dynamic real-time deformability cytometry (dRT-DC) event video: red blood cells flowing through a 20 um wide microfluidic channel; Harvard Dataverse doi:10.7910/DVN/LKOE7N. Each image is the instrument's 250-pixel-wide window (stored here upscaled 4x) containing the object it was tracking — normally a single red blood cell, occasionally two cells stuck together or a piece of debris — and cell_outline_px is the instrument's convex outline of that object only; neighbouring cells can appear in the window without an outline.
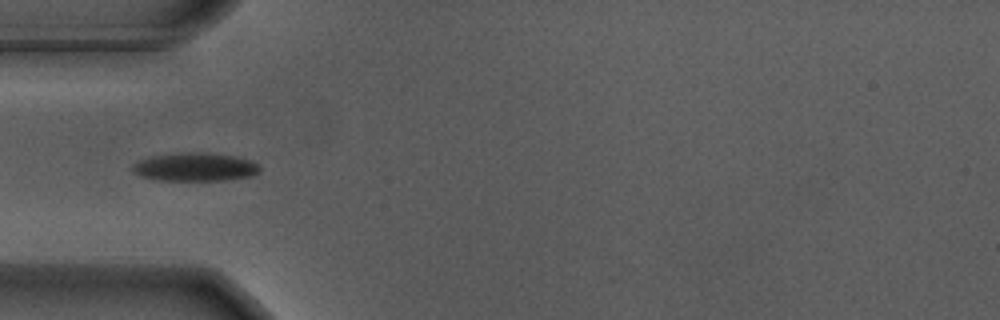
{"species": "Egyptian fruit bat (a non-hibernating species)", "species_latin": "Rousettus aegyptiacus", "temperature_condition": "warm", "stored_images_in_passage": 32, "camera_frame_rate_fps": 3000, "um_per_image_px": 0.085, "animal": {"sex": "male"}, "frame": {"image": 1, "passage_image": 2, "time_ms": 0.333, "image_size_px": [1000, 320], "cell_outline_px": [[260, 172], [252, 176], [224, 180], [160, 180], [140, 176], [132, 172], [132, 164], [140, 160], [152, 156], [188, 152], [204, 152], [232, 156], [252, 160], [260, 164]], "centroid_in_image_um": [16.61, 14.19], "position_along_channel_um": 68.4, "area_um2": 21.04}}
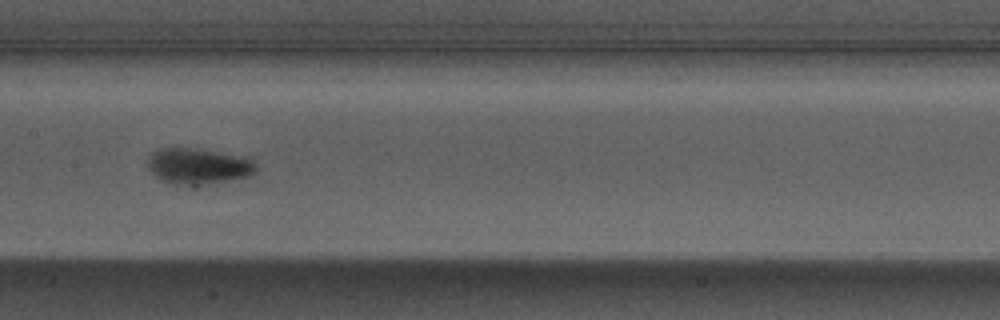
{"frame": {"image": 2, "passage_image": 12, "time_ms": 3.667, "image_size_px": [1000, 320], "cell_outline_px": [[256, 172], [252, 176], [196, 188], [192, 188], [160, 180], [148, 168], [148, 156], [152, 152], [160, 148], [188, 148], [256, 156]], "centroid_in_image_um": [16.97, 14.15], "position_along_channel_um": 190.4, "area_um2": 23.99}}
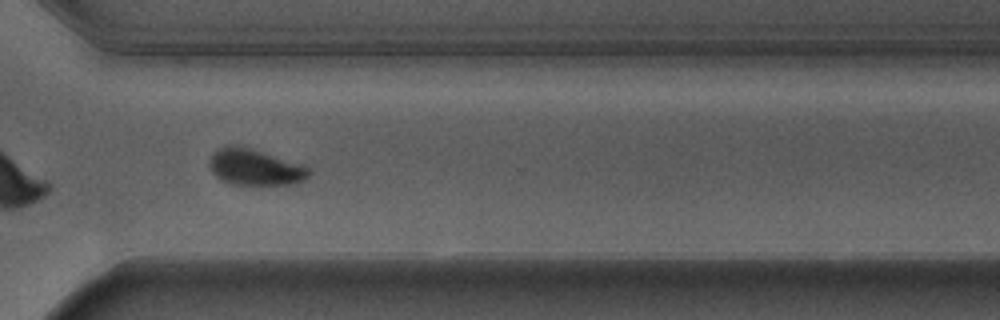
{"frame": {"image": 3, "passage_image": 25, "time_ms": 8.0, "image_size_px": [1000, 320], "cell_outline_px": [[312, 172], [304, 180], [292, 184], [232, 184], [220, 180], [212, 172], [208, 164], [212, 152], [224, 144], [236, 144], [252, 148], [312, 168]], "centroid_in_image_um": [21.63, 14.18], "position_along_channel_um": 349.0, "area_um2": 21.27}, "authors_computed_cell_mechanics": {"area_um2": 21.7906, "velocity_mm_per_s": 3.6581, "shape_relaxation_time_tau1_ms": 1.7288, "shape_relaxation_time_tau2_ms": null, "deformation_change_tau1": 0.1581, "deformation_change_tau2": null}}